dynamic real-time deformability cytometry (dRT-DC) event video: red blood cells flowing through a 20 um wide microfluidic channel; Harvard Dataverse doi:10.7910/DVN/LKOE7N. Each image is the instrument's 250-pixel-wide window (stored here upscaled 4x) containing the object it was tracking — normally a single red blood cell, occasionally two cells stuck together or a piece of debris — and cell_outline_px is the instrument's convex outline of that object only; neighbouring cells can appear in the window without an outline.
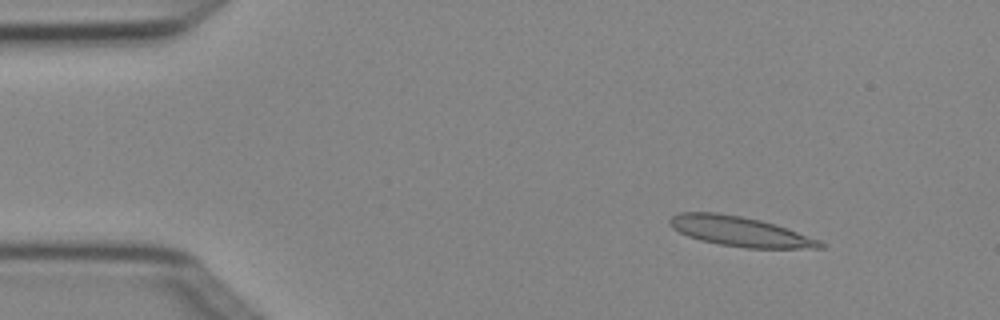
{"species": "Egyptian fruit bat (a non-hibernating species)", "species_latin": "Rousettus aegyptiacus", "temperature_condition": "cold", "stored_images_in_passage": 4, "camera_frame_rate_fps": 3000, "um_per_image_px": 0.085, "animal": {"sex": "female"}, "frame": {"image": 1, "passage_image": 2, "time_ms": 0.333, "image_size_px": [1000, 320], "cell_outline_px": [[824, 248], [744, 248], [720, 244], [700, 240], [688, 236], [672, 228], [668, 224], [668, 220], [672, 216], [680, 212], [716, 212], [740, 216], [760, 220], [776, 224], [788, 228], [820, 240], [824, 244]], "centroid_in_image_um": [62.89, 19.67], "position_along_channel_um": 22.1, "area_um2": 26.18}}